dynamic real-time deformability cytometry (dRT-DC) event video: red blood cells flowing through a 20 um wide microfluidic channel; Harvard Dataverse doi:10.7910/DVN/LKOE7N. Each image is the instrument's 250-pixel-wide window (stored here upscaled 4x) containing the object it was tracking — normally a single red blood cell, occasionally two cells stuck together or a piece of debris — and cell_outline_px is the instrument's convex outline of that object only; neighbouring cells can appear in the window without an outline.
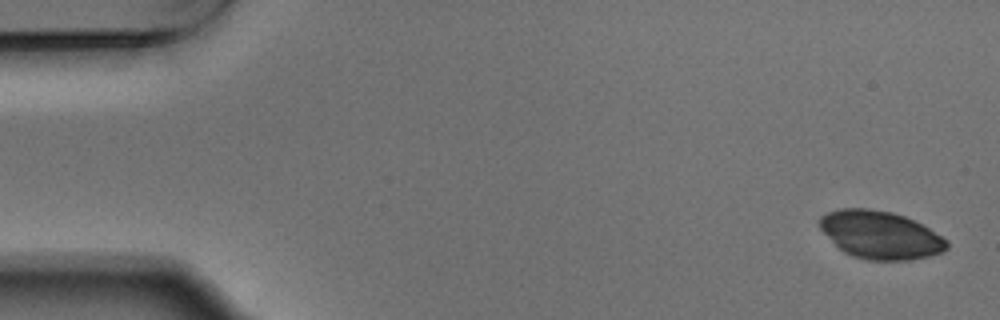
{"species": "Egyptian fruit bat (a non-hibernating species)", "species_latin": "Rousettus aegyptiacus", "temperature_condition": "warm", "stored_images_in_passage": 5, "camera_frame_rate_fps": 3000, "um_per_image_px": 0.085, "animal": {"sex": "male"}, "frame": {"image": 1, "passage_image": 1, "time_ms": 0.0, "image_size_px": [1000, 320], "cell_outline_px": [[948, 248], [940, 252], [928, 256], [912, 260], [864, 260], [852, 256], [844, 252], [820, 228], [820, 216], [828, 212], [840, 208], [868, 208], [892, 212], [904, 216], [928, 228], [948, 240]], "centroid_in_image_um": [74.83, 19.97], "position_along_channel_um": 10.2, "area_um2": 35.2}}